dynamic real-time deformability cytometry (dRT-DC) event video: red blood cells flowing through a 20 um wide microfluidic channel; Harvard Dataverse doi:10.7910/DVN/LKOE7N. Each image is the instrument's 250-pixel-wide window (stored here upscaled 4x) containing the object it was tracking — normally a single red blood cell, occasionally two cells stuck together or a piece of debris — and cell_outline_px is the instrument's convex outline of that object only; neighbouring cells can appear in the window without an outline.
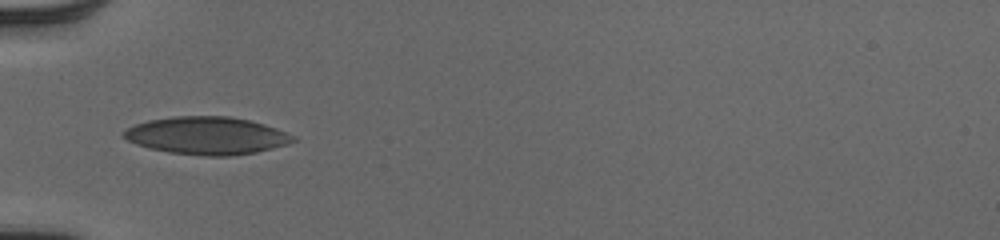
{"species": "human", "species_latin": "Homo sapiens", "temperature_condition": "cold", "stored_images_in_passage": 30, "camera_frame_rate_fps": 3000, "um_per_image_px": 0.085, "donor": {"sex": "male"}, "frame": {"image": 1, "passage_image": 1, "time_ms": 0.0, "image_size_px": [1000, 240], "cell_outline_px": [[296, 140], [288, 144], [256, 152], [228, 156], [208, 156], [168, 152], [136, 144], [128, 140], [124, 136], [124, 132], [128, 128], [136, 124], [148, 120], [176, 116], [228, 116], [248, 120], [264, 124], [276, 128], [296, 136]], "centroid_in_image_um": [17.62, 11.52], "position_along_channel_um": 67.4, "area_um2": 36.82}}
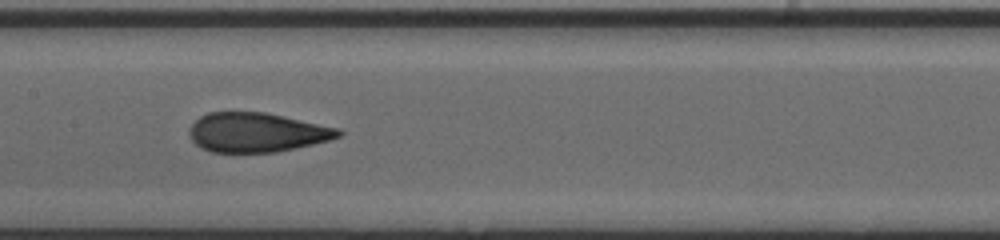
{"frame": {"image": 2, "passage_image": 10, "time_ms": 3.0, "image_size_px": [1000, 240], "cell_outline_px": [[344, 132], [340, 136], [328, 140], [312, 144], [276, 152], [212, 152], [200, 148], [192, 140], [188, 132], [192, 124], [200, 116], [208, 112], [264, 112], [340, 128]], "centroid_in_image_um": [21.81, 11.25], "position_along_channel_um": 185.6, "area_um2": 34.1}}
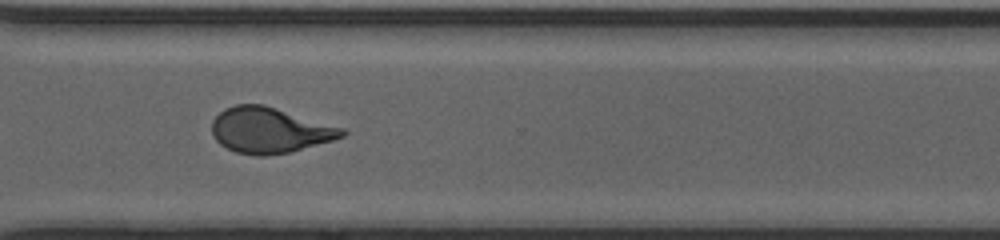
{"frame": {"image": 3, "passage_image": 22, "time_ms": 7.0, "image_size_px": [1000, 240], "cell_outline_px": [[348, 132], [344, 136], [332, 140], [288, 152], [268, 156], [256, 156], [236, 152], [220, 144], [216, 140], [212, 132], [212, 120], [224, 108], [236, 104], [264, 104], [344, 128]], "centroid_in_image_um": [22.9, 11.06], "position_along_channel_um": 347.7, "area_um2": 34.51}, "authors_computed_cell_mechanics": {"area_um2": 34.8534, "velocity_mm_per_s": 4.0418, "shape_relaxation_time_tau1_ms": 5.1414, "shape_relaxation_time_tau2_ms": 0.8111, "deformation_change_tau1": 0.1686, "deformation_change_tau2": 0.0559}}